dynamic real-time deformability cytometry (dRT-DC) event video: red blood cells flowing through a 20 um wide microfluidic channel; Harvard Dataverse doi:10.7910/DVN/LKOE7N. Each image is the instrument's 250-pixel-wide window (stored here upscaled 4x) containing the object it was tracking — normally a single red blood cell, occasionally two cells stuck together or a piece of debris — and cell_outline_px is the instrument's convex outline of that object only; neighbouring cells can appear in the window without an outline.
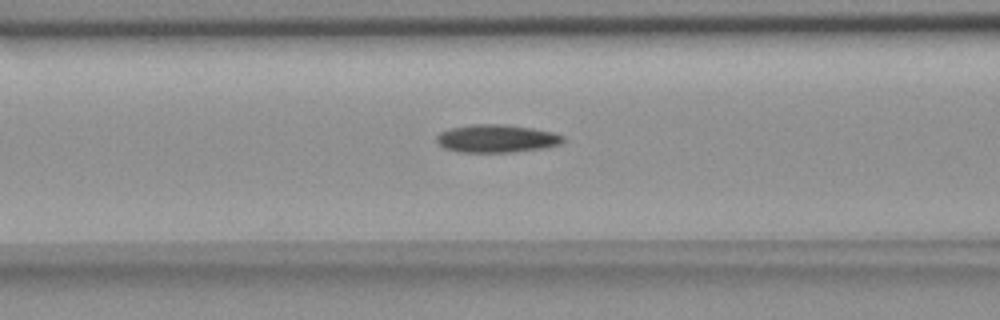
{"species": "common noctule bat (a hibernating species)", "species_latin": "Nyctalus noctula", "temperature_condition": "room temperature", "stored_images_in_passage": 30, "camera_frame_rate_fps": 3000, "um_per_image_px": 0.085, "animal": {"sex": "female", "body_mass_g": 18.4}, "frame": {"image": 1, "passage_image": 8, "time_ms": 2.333, "image_size_px": [1000, 320], "cell_outline_px": [[564, 140], [560, 144], [544, 148], [512, 152], [460, 152], [444, 148], [436, 140], [436, 136], [440, 132], [452, 128], [472, 124], [504, 124], [532, 128], [552, 132], [564, 136]], "centroid_in_image_um": [42.21, 11.77], "position_along_channel_um": 124.4, "area_um2": 20.52}}
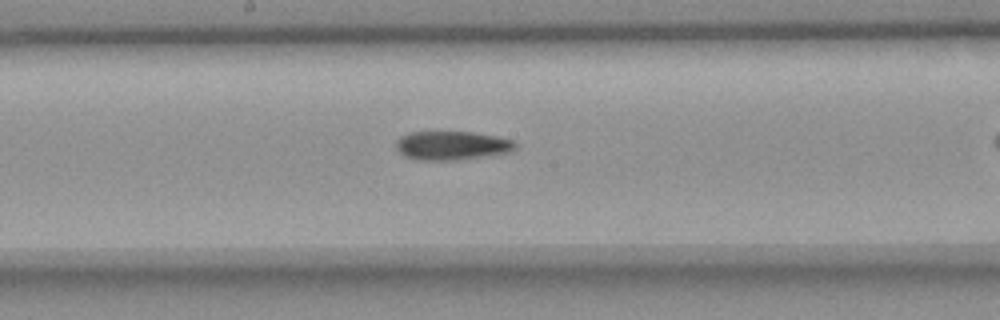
{"frame": {"image": 2, "passage_image": 15, "time_ms": 4.667, "image_size_px": [1000, 320], "cell_outline_px": [[516, 148], [504, 152], [460, 160], [416, 160], [404, 156], [396, 148], [396, 140], [400, 136], [408, 132], [472, 132], [496, 136], [512, 140], [516, 144]], "centroid_in_image_um": [38.33, 12.36], "position_along_channel_um": 209.9, "area_um2": 19.88}}
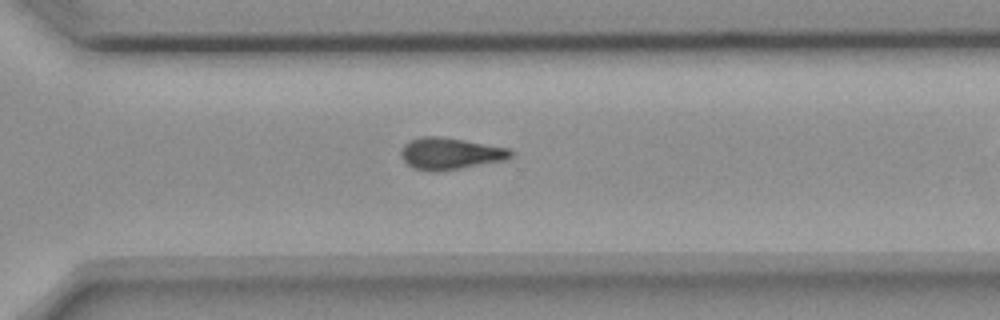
{"frame": {"image": 3, "passage_image": 25, "time_ms": 8.0, "image_size_px": [1000, 320], "cell_outline_px": [[512, 156], [504, 160], [460, 168], [436, 172], [428, 172], [412, 168], [400, 156], [400, 152], [404, 144], [412, 140], [424, 136], [440, 136], [508, 148], [512, 152]], "centroid_in_image_um": [38.22, 13.06], "position_along_channel_um": 332.4, "area_um2": 20.11}}